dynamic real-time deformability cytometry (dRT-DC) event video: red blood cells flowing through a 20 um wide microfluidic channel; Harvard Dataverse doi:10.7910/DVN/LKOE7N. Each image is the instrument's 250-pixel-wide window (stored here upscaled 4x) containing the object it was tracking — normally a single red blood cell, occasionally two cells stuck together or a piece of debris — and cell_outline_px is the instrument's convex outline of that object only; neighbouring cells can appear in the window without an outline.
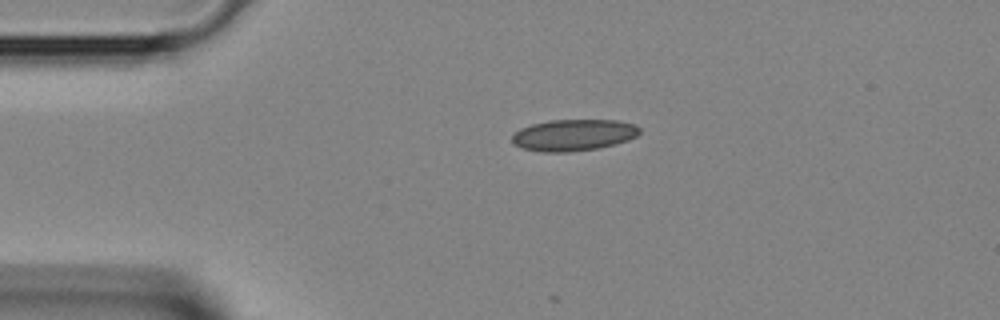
{"species": "Egyptian fruit bat (a non-hibernating species)", "species_latin": "Rousettus aegyptiacus", "temperature_condition": "room temperature", "stored_images_in_passage": 3, "camera_frame_rate_fps": 3000, "um_per_image_px": 0.085, "animal": {"sex": "female"}, "frame": {"image": 1, "passage_image": 1, "time_ms": 0.0, "image_size_px": [1000, 320], "cell_outline_px": [[640, 132], [636, 136], [628, 140], [616, 144], [600, 148], [568, 152], [544, 152], [524, 148], [516, 144], [512, 140], [512, 136], [520, 128], [532, 124], [548, 120], [620, 120], [636, 124], [640, 128]], "centroid_in_image_um": [48.81, 11.47], "position_along_channel_um": 36.2, "area_um2": 23.47}}
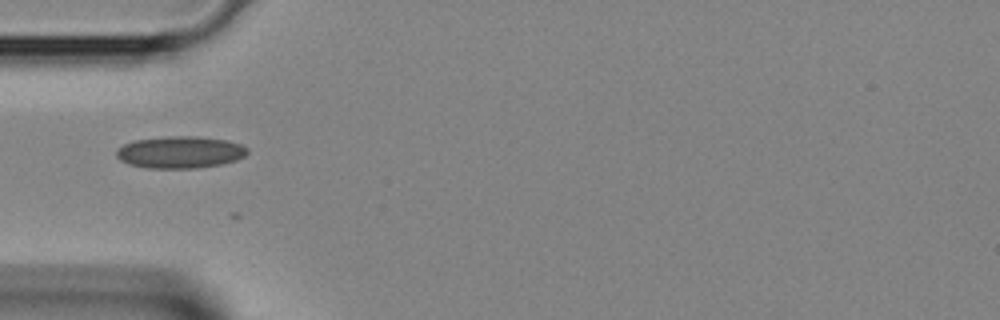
{"frame": {"image": 2, "passage_image": 2, "time_ms": 0.333, "image_size_px": [1000, 320], "cell_outline_px": [[248, 152], [244, 156], [236, 160], [220, 164], [196, 168], [148, 168], [128, 164], [120, 160], [116, 156], [116, 148], [132, 140], [168, 136], [196, 136], [228, 140], [240, 144], [248, 148]], "centroid_in_image_um": [15.28, 12.93], "position_along_channel_um": 69.7, "area_um2": 24.57}}
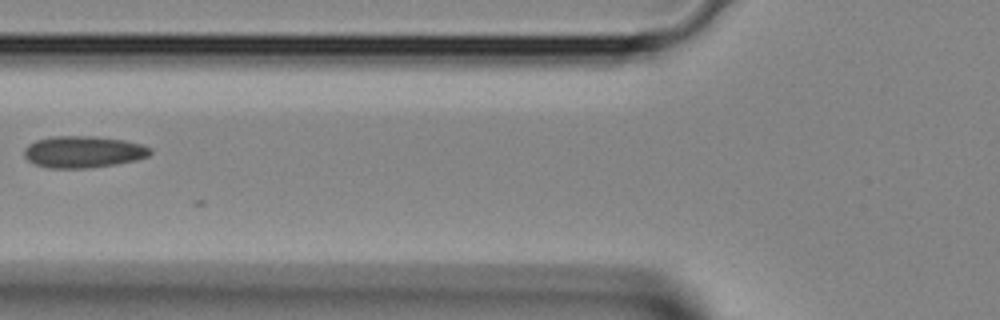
{"frame": {"image": 3, "passage_image": 3, "time_ms": 0.667, "image_size_px": [1000, 320], "cell_outline_px": [[152, 152], [148, 156], [136, 160], [116, 164], [88, 168], [48, 168], [36, 164], [28, 160], [24, 156], [24, 148], [28, 144], [36, 140], [52, 136], [96, 136], [124, 140], [144, 144], [152, 148]], "centroid_in_image_um": [7.1, 12.9], "position_along_channel_um": 118.7, "area_um2": 23.52}}